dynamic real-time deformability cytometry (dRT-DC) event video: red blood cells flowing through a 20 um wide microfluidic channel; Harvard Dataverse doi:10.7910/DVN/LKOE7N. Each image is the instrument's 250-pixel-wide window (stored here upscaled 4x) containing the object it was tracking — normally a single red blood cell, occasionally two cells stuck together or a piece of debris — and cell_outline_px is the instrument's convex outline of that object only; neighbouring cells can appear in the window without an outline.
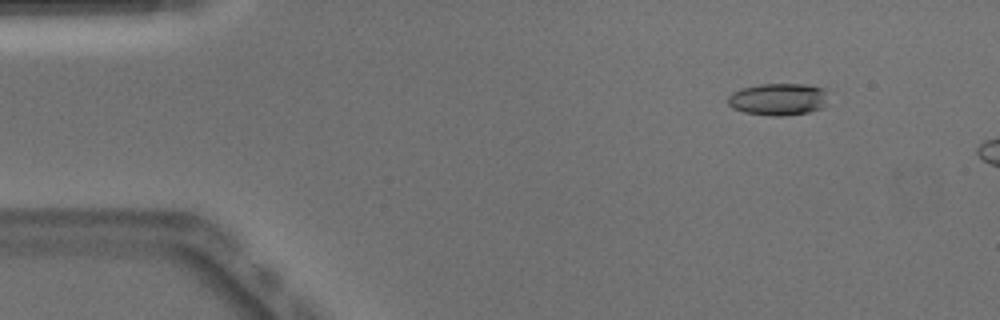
{"species": "Egyptian fruit bat (a non-hibernating species)", "species_latin": "Rousettus aegyptiacus", "temperature_condition": "warm", "stored_images_in_passage": 10, "camera_frame_rate_fps": 3000, "um_per_image_px": 0.085, "animal": {"sex": "male"}, "frame": {"image": 1, "passage_image": 5, "time_ms": 1.333, "image_size_px": [1000, 320], "cell_outline_px": [[824, 104], [820, 108], [808, 112], [784, 116], [772, 116], [744, 112], [732, 108], [728, 104], [728, 96], [732, 92], [740, 88], [760, 84], [808, 84], [824, 88]], "centroid_in_image_um": [66.08, 8.43], "position_along_channel_um": 18.9, "area_um2": 18.67}}